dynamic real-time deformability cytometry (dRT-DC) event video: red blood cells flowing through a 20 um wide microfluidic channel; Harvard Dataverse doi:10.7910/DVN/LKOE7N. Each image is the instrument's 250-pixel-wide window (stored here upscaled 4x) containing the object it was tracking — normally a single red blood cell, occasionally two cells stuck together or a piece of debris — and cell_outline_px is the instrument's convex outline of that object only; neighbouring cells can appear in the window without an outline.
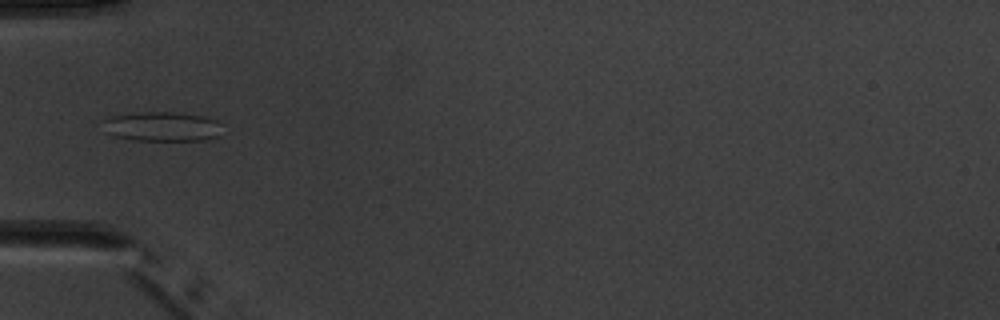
{"species": "common noctule bat (a hibernating species)", "species_latin": "Nyctalus noctula", "temperature_condition": "warm", "stored_images_in_passage": 5, "camera_frame_rate_fps": 3000, "um_per_image_px": 0.085, "animal": {"sex": "male", "body_mass_g": 20.1, "forearm_length_mm": 53.5}, "frame": {"image": 1, "passage_image": 5, "time_ms": 4.667, "image_size_px": [1000, 320], "cell_outline_px": [[220, 136], [212, 140], [136, 140], [116, 136], [104, 132], [104, 120], [112, 116], [140, 112], [172, 112], [204, 116], [216, 120]], "centroid_in_image_um": [13.78, 10.76], "position_along_channel_um": 71.2, "area_um2": 20.35}}